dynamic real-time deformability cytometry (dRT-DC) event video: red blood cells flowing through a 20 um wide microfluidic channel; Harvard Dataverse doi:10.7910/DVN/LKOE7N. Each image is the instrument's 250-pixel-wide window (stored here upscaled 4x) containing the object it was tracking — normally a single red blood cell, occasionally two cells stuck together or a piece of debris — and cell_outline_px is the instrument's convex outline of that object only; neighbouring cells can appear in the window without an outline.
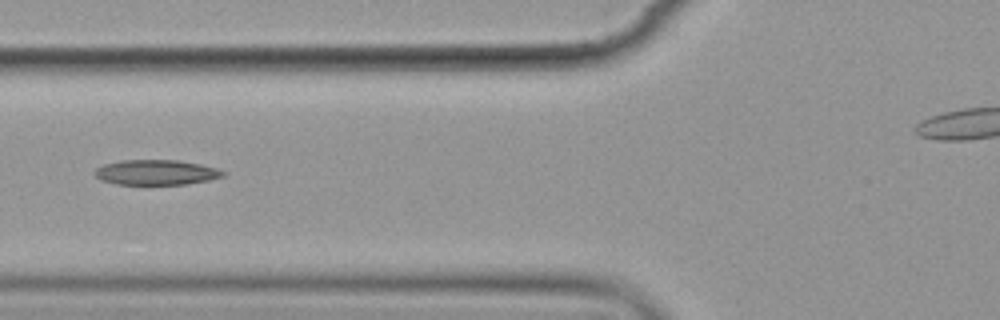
{"species": "common noctule bat (a hibernating species)", "species_latin": "Nyctalus noctula", "temperature_condition": "cold", "stored_images_in_passage": 9, "camera_frame_rate_fps": 3000, "um_per_image_px": 0.085, "animal": {"sex": "female", "body_mass_g": 19.9}, "frame": {"image": 1, "passage_image": 6, "time_ms": 6.0, "image_size_px": [1000, 320], "cell_outline_px": [[228, 172], [224, 176], [208, 180], [188, 184], [116, 184], [100, 180], [92, 172], [96, 168], [104, 164], [120, 160], [176, 160], [200, 164], [216, 168]], "centroid_in_image_um": [13.26, 14.65], "position_along_channel_um": 112.5, "area_um2": 18.84}}
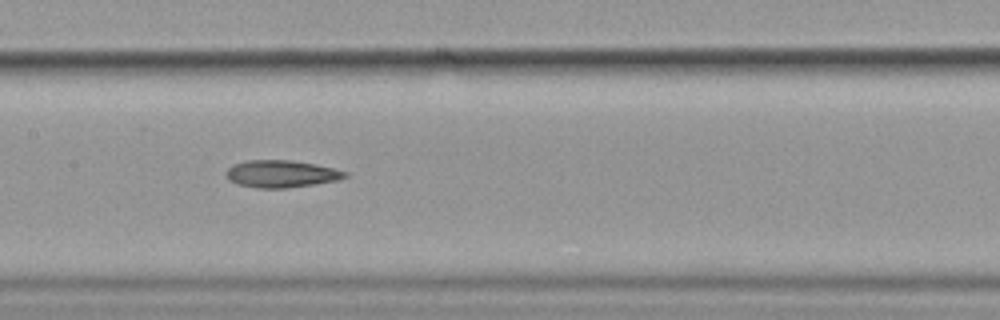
{"frame": {"image": 2, "passage_image": 8, "time_ms": 8.0, "image_size_px": [1000, 320], "cell_outline_px": [[348, 176], [336, 180], [312, 184], [284, 188], [256, 188], [236, 184], [228, 180], [224, 172], [232, 164], [248, 160], [292, 160], [316, 164], [348, 172]], "centroid_in_image_um": [23.84, 14.77], "position_along_channel_um": 183.6, "area_um2": 18.9}}
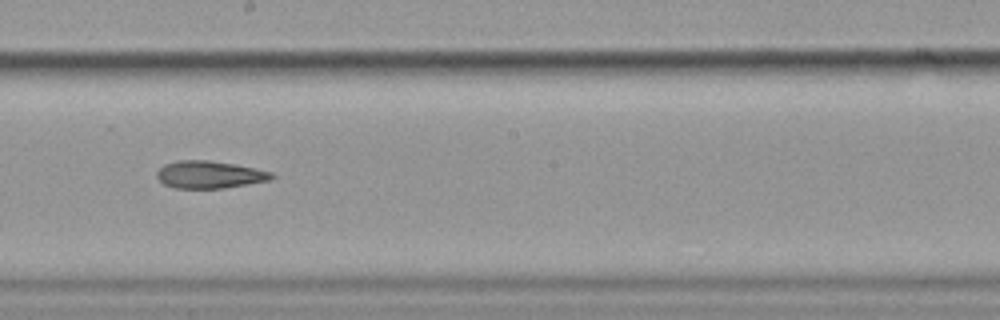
{"frame": {"image": 3, "passage_image": 9, "time_ms": 9.333, "image_size_px": [1000, 320], "cell_outline_px": [[276, 176], [272, 180], [224, 188], [176, 188], [164, 184], [156, 176], [156, 172], [164, 164], [180, 160], [208, 160], [236, 164], [256, 168], [272, 172]], "centroid_in_image_um": [17.85, 14.84], "position_along_channel_um": 230.4, "area_um2": 18.44}}